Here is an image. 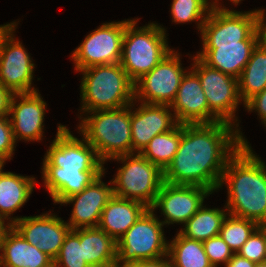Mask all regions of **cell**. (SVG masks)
<instances>
[{
  "instance_id": "obj_1",
  "label": "cell",
  "mask_w": 266,
  "mask_h": 267,
  "mask_svg": "<svg viewBox=\"0 0 266 267\" xmlns=\"http://www.w3.org/2000/svg\"><path fill=\"white\" fill-rule=\"evenodd\" d=\"M242 145L237 127L229 123L181 124L179 148L163 171V180L217 191L228 160Z\"/></svg>"
},
{
  "instance_id": "obj_2",
  "label": "cell",
  "mask_w": 266,
  "mask_h": 267,
  "mask_svg": "<svg viewBox=\"0 0 266 267\" xmlns=\"http://www.w3.org/2000/svg\"><path fill=\"white\" fill-rule=\"evenodd\" d=\"M264 12L213 6L200 32L202 51L196 56L209 67L238 79L260 42L259 25Z\"/></svg>"
},
{
  "instance_id": "obj_3",
  "label": "cell",
  "mask_w": 266,
  "mask_h": 267,
  "mask_svg": "<svg viewBox=\"0 0 266 267\" xmlns=\"http://www.w3.org/2000/svg\"><path fill=\"white\" fill-rule=\"evenodd\" d=\"M42 179L54 204L80 193L104 171V163L86 141L58 125L57 134L43 159Z\"/></svg>"
},
{
  "instance_id": "obj_4",
  "label": "cell",
  "mask_w": 266,
  "mask_h": 267,
  "mask_svg": "<svg viewBox=\"0 0 266 267\" xmlns=\"http://www.w3.org/2000/svg\"><path fill=\"white\" fill-rule=\"evenodd\" d=\"M227 186L229 214L266 224V164L249 142L228 160L219 189Z\"/></svg>"
},
{
  "instance_id": "obj_5",
  "label": "cell",
  "mask_w": 266,
  "mask_h": 267,
  "mask_svg": "<svg viewBox=\"0 0 266 267\" xmlns=\"http://www.w3.org/2000/svg\"><path fill=\"white\" fill-rule=\"evenodd\" d=\"M82 76L80 98L82 114L96 110L119 109L135 101V83L120 63L79 70Z\"/></svg>"
},
{
  "instance_id": "obj_6",
  "label": "cell",
  "mask_w": 266,
  "mask_h": 267,
  "mask_svg": "<svg viewBox=\"0 0 266 267\" xmlns=\"http://www.w3.org/2000/svg\"><path fill=\"white\" fill-rule=\"evenodd\" d=\"M85 114L87 117L80 116L78 130L104 164L115 157L132 154L131 104Z\"/></svg>"
},
{
  "instance_id": "obj_7",
  "label": "cell",
  "mask_w": 266,
  "mask_h": 267,
  "mask_svg": "<svg viewBox=\"0 0 266 267\" xmlns=\"http://www.w3.org/2000/svg\"><path fill=\"white\" fill-rule=\"evenodd\" d=\"M139 18L125 20V32L120 64L135 83L149 73L172 50L168 46L166 29L157 23L136 27Z\"/></svg>"
},
{
  "instance_id": "obj_8",
  "label": "cell",
  "mask_w": 266,
  "mask_h": 267,
  "mask_svg": "<svg viewBox=\"0 0 266 267\" xmlns=\"http://www.w3.org/2000/svg\"><path fill=\"white\" fill-rule=\"evenodd\" d=\"M192 60L191 69L198 75L208 102L209 124L221 121L236 125L240 141L247 144V139L245 140L242 132L238 129V117L235 116L238 105L243 102L239 93L238 79L209 67L197 56H193Z\"/></svg>"
},
{
  "instance_id": "obj_9",
  "label": "cell",
  "mask_w": 266,
  "mask_h": 267,
  "mask_svg": "<svg viewBox=\"0 0 266 267\" xmlns=\"http://www.w3.org/2000/svg\"><path fill=\"white\" fill-rule=\"evenodd\" d=\"M111 160L123 164L113 180L115 196L138 201L151 208L164 182L163 171L140 153L115 157Z\"/></svg>"
},
{
  "instance_id": "obj_10",
  "label": "cell",
  "mask_w": 266,
  "mask_h": 267,
  "mask_svg": "<svg viewBox=\"0 0 266 267\" xmlns=\"http://www.w3.org/2000/svg\"><path fill=\"white\" fill-rule=\"evenodd\" d=\"M151 208L117 240L116 267H127L130 263L166 257L168 241L164 224Z\"/></svg>"
},
{
  "instance_id": "obj_11",
  "label": "cell",
  "mask_w": 266,
  "mask_h": 267,
  "mask_svg": "<svg viewBox=\"0 0 266 267\" xmlns=\"http://www.w3.org/2000/svg\"><path fill=\"white\" fill-rule=\"evenodd\" d=\"M125 20L103 23L89 33L73 51L76 72L88 67L120 62Z\"/></svg>"
},
{
  "instance_id": "obj_12",
  "label": "cell",
  "mask_w": 266,
  "mask_h": 267,
  "mask_svg": "<svg viewBox=\"0 0 266 267\" xmlns=\"http://www.w3.org/2000/svg\"><path fill=\"white\" fill-rule=\"evenodd\" d=\"M181 64L180 54L172 50L149 73L135 82V104L171 105L187 69Z\"/></svg>"
},
{
  "instance_id": "obj_13",
  "label": "cell",
  "mask_w": 266,
  "mask_h": 267,
  "mask_svg": "<svg viewBox=\"0 0 266 267\" xmlns=\"http://www.w3.org/2000/svg\"><path fill=\"white\" fill-rule=\"evenodd\" d=\"M17 26L4 38L0 48V83L13 94L32 93L35 64L14 35Z\"/></svg>"
},
{
  "instance_id": "obj_14",
  "label": "cell",
  "mask_w": 266,
  "mask_h": 267,
  "mask_svg": "<svg viewBox=\"0 0 266 267\" xmlns=\"http://www.w3.org/2000/svg\"><path fill=\"white\" fill-rule=\"evenodd\" d=\"M213 192L206 187L174 185L163 182L151 209L159 208L164 225L185 224L203 205L204 199Z\"/></svg>"
},
{
  "instance_id": "obj_15",
  "label": "cell",
  "mask_w": 266,
  "mask_h": 267,
  "mask_svg": "<svg viewBox=\"0 0 266 267\" xmlns=\"http://www.w3.org/2000/svg\"><path fill=\"white\" fill-rule=\"evenodd\" d=\"M12 226L22 237L53 260L58 255L66 235L71 230L65 220L54 213L21 216Z\"/></svg>"
},
{
  "instance_id": "obj_16",
  "label": "cell",
  "mask_w": 266,
  "mask_h": 267,
  "mask_svg": "<svg viewBox=\"0 0 266 267\" xmlns=\"http://www.w3.org/2000/svg\"><path fill=\"white\" fill-rule=\"evenodd\" d=\"M46 105L38 91L13 94L10 101L9 119L15 141L18 139L28 142L42 140Z\"/></svg>"
},
{
  "instance_id": "obj_17",
  "label": "cell",
  "mask_w": 266,
  "mask_h": 267,
  "mask_svg": "<svg viewBox=\"0 0 266 267\" xmlns=\"http://www.w3.org/2000/svg\"><path fill=\"white\" fill-rule=\"evenodd\" d=\"M105 171L80 193L66 198L62 203L73 204L68 225L72 230L98 227L102 210L114 196L113 185L102 181Z\"/></svg>"
},
{
  "instance_id": "obj_18",
  "label": "cell",
  "mask_w": 266,
  "mask_h": 267,
  "mask_svg": "<svg viewBox=\"0 0 266 267\" xmlns=\"http://www.w3.org/2000/svg\"><path fill=\"white\" fill-rule=\"evenodd\" d=\"M134 103L131 104L132 154L140 153L154 136L168 132L178 124L170 105L141 103L134 111Z\"/></svg>"
},
{
  "instance_id": "obj_19",
  "label": "cell",
  "mask_w": 266,
  "mask_h": 267,
  "mask_svg": "<svg viewBox=\"0 0 266 267\" xmlns=\"http://www.w3.org/2000/svg\"><path fill=\"white\" fill-rule=\"evenodd\" d=\"M184 74L170 107L179 124H209V106L198 75L192 70Z\"/></svg>"
},
{
  "instance_id": "obj_20",
  "label": "cell",
  "mask_w": 266,
  "mask_h": 267,
  "mask_svg": "<svg viewBox=\"0 0 266 267\" xmlns=\"http://www.w3.org/2000/svg\"><path fill=\"white\" fill-rule=\"evenodd\" d=\"M0 267H54V260L28 243L11 225L0 242Z\"/></svg>"
},
{
  "instance_id": "obj_21",
  "label": "cell",
  "mask_w": 266,
  "mask_h": 267,
  "mask_svg": "<svg viewBox=\"0 0 266 267\" xmlns=\"http://www.w3.org/2000/svg\"><path fill=\"white\" fill-rule=\"evenodd\" d=\"M147 209L138 201L114 195L102 210L98 227L117 241Z\"/></svg>"
},
{
  "instance_id": "obj_22",
  "label": "cell",
  "mask_w": 266,
  "mask_h": 267,
  "mask_svg": "<svg viewBox=\"0 0 266 267\" xmlns=\"http://www.w3.org/2000/svg\"><path fill=\"white\" fill-rule=\"evenodd\" d=\"M36 182L35 177L0 172V218L10 226L20 218L11 215L25 205Z\"/></svg>"
},
{
  "instance_id": "obj_23",
  "label": "cell",
  "mask_w": 266,
  "mask_h": 267,
  "mask_svg": "<svg viewBox=\"0 0 266 267\" xmlns=\"http://www.w3.org/2000/svg\"><path fill=\"white\" fill-rule=\"evenodd\" d=\"M82 252L89 267H116L117 241L99 227L79 229Z\"/></svg>"
},
{
  "instance_id": "obj_24",
  "label": "cell",
  "mask_w": 266,
  "mask_h": 267,
  "mask_svg": "<svg viewBox=\"0 0 266 267\" xmlns=\"http://www.w3.org/2000/svg\"><path fill=\"white\" fill-rule=\"evenodd\" d=\"M238 85L243 104L266 88V47L261 41L239 76Z\"/></svg>"
},
{
  "instance_id": "obj_25",
  "label": "cell",
  "mask_w": 266,
  "mask_h": 267,
  "mask_svg": "<svg viewBox=\"0 0 266 267\" xmlns=\"http://www.w3.org/2000/svg\"><path fill=\"white\" fill-rule=\"evenodd\" d=\"M202 207L183 225L179 232L193 240L205 241L211 237L218 236L225 217L228 214L227 208Z\"/></svg>"
},
{
  "instance_id": "obj_26",
  "label": "cell",
  "mask_w": 266,
  "mask_h": 267,
  "mask_svg": "<svg viewBox=\"0 0 266 267\" xmlns=\"http://www.w3.org/2000/svg\"><path fill=\"white\" fill-rule=\"evenodd\" d=\"M167 256L172 267H213L205 253L203 242L189 239L180 232L168 243Z\"/></svg>"
},
{
  "instance_id": "obj_27",
  "label": "cell",
  "mask_w": 266,
  "mask_h": 267,
  "mask_svg": "<svg viewBox=\"0 0 266 267\" xmlns=\"http://www.w3.org/2000/svg\"><path fill=\"white\" fill-rule=\"evenodd\" d=\"M180 141L181 124L178 123L172 130L154 136L140 154L164 171L175 156Z\"/></svg>"
},
{
  "instance_id": "obj_28",
  "label": "cell",
  "mask_w": 266,
  "mask_h": 267,
  "mask_svg": "<svg viewBox=\"0 0 266 267\" xmlns=\"http://www.w3.org/2000/svg\"><path fill=\"white\" fill-rule=\"evenodd\" d=\"M219 0H173L171 4L172 22L177 24L196 21L201 32L213 6H218ZM199 20V21H198Z\"/></svg>"
},
{
  "instance_id": "obj_29",
  "label": "cell",
  "mask_w": 266,
  "mask_h": 267,
  "mask_svg": "<svg viewBox=\"0 0 266 267\" xmlns=\"http://www.w3.org/2000/svg\"><path fill=\"white\" fill-rule=\"evenodd\" d=\"M260 225L253 220L227 214L221 229L220 237L227 243L234 254L242 248L244 243Z\"/></svg>"
},
{
  "instance_id": "obj_30",
  "label": "cell",
  "mask_w": 266,
  "mask_h": 267,
  "mask_svg": "<svg viewBox=\"0 0 266 267\" xmlns=\"http://www.w3.org/2000/svg\"><path fill=\"white\" fill-rule=\"evenodd\" d=\"M54 267H89L83 258L79 229L70 230L56 258Z\"/></svg>"
},
{
  "instance_id": "obj_31",
  "label": "cell",
  "mask_w": 266,
  "mask_h": 267,
  "mask_svg": "<svg viewBox=\"0 0 266 267\" xmlns=\"http://www.w3.org/2000/svg\"><path fill=\"white\" fill-rule=\"evenodd\" d=\"M237 254L255 263L266 261L265 224L252 233Z\"/></svg>"
},
{
  "instance_id": "obj_32",
  "label": "cell",
  "mask_w": 266,
  "mask_h": 267,
  "mask_svg": "<svg viewBox=\"0 0 266 267\" xmlns=\"http://www.w3.org/2000/svg\"><path fill=\"white\" fill-rule=\"evenodd\" d=\"M203 246L209 262L213 265V267H218L221 263L226 265L234 255L231 248L220 237V235L203 241Z\"/></svg>"
},
{
  "instance_id": "obj_33",
  "label": "cell",
  "mask_w": 266,
  "mask_h": 267,
  "mask_svg": "<svg viewBox=\"0 0 266 267\" xmlns=\"http://www.w3.org/2000/svg\"><path fill=\"white\" fill-rule=\"evenodd\" d=\"M13 130L9 116H0V160L6 162L12 160V155L15 151Z\"/></svg>"
},
{
  "instance_id": "obj_34",
  "label": "cell",
  "mask_w": 266,
  "mask_h": 267,
  "mask_svg": "<svg viewBox=\"0 0 266 267\" xmlns=\"http://www.w3.org/2000/svg\"><path fill=\"white\" fill-rule=\"evenodd\" d=\"M244 107L248 112L255 110V113H258V116L263 125L266 124V88L250 98L245 104Z\"/></svg>"
},
{
  "instance_id": "obj_35",
  "label": "cell",
  "mask_w": 266,
  "mask_h": 267,
  "mask_svg": "<svg viewBox=\"0 0 266 267\" xmlns=\"http://www.w3.org/2000/svg\"><path fill=\"white\" fill-rule=\"evenodd\" d=\"M127 267H172V264L168 258L160 257L156 259L141 260L130 263Z\"/></svg>"
},
{
  "instance_id": "obj_36",
  "label": "cell",
  "mask_w": 266,
  "mask_h": 267,
  "mask_svg": "<svg viewBox=\"0 0 266 267\" xmlns=\"http://www.w3.org/2000/svg\"><path fill=\"white\" fill-rule=\"evenodd\" d=\"M13 93L0 83V116H9Z\"/></svg>"
},
{
  "instance_id": "obj_37",
  "label": "cell",
  "mask_w": 266,
  "mask_h": 267,
  "mask_svg": "<svg viewBox=\"0 0 266 267\" xmlns=\"http://www.w3.org/2000/svg\"><path fill=\"white\" fill-rule=\"evenodd\" d=\"M255 264V262L249 261L238 254H234L225 267H254Z\"/></svg>"
},
{
  "instance_id": "obj_38",
  "label": "cell",
  "mask_w": 266,
  "mask_h": 267,
  "mask_svg": "<svg viewBox=\"0 0 266 267\" xmlns=\"http://www.w3.org/2000/svg\"><path fill=\"white\" fill-rule=\"evenodd\" d=\"M17 25H18V23L17 22L15 23L13 21L8 23V24L0 25V48H1V45H2V42H3L4 38Z\"/></svg>"
},
{
  "instance_id": "obj_39",
  "label": "cell",
  "mask_w": 266,
  "mask_h": 267,
  "mask_svg": "<svg viewBox=\"0 0 266 267\" xmlns=\"http://www.w3.org/2000/svg\"><path fill=\"white\" fill-rule=\"evenodd\" d=\"M259 32H260V41L266 47V17H265V15L261 19V22L259 25Z\"/></svg>"
},
{
  "instance_id": "obj_40",
  "label": "cell",
  "mask_w": 266,
  "mask_h": 267,
  "mask_svg": "<svg viewBox=\"0 0 266 267\" xmlns=\"http://www.w3.org/2000/svg\"><path fill=\"white\" fill-rule=\"evenodd\" d=\"M10 225L5 223V221L0 218V242L2 241L3 234L5 230L9 227Z\"/></svg>"
},
{
  "instance_id": "obj_41",
  "label": "cell",
  "mask_w": 266,
  "mask_h": 267,
  "mask_svg": "<svg viewBox=\"0 0 266 267\" xmlns=\"http://www.w3.org/2000/svg\"><path fill=\"white\" fill-rule=\"evenodd\" d=\"M254 267H266V261L256 263Z\"/></svg>"
},
{
  "instance_id": "obj_42",
  "label": "cell",
  "mask_w": 266,
  "mask_h": 267,
  "mask_svg": "<svg viewBox=\"0 0 266 267\" xmlns=\"http://www.w3.org/2000/svg\"><path fill=\"white\" fill-rule=\"evenodd\" d=\"M241 1H243V0H230V2L233 3V5H234V4H235V5H238Z\"/></svg>"
},
{
  "instance_id": "obj_43",
  "label": "cell",
  "mask_w": 266,
  "mask_h": 267,
  "mask_svg": "<svg viewBox=\"0 0 266 267\" xmlns=\"http://www.w3.org/2000/svg\"><path fill=\"white\" fill-rule=\"evenodd\" d=\"M5 162L0 160V172L3 170Z\"/></svg>"
}]
</instances>
